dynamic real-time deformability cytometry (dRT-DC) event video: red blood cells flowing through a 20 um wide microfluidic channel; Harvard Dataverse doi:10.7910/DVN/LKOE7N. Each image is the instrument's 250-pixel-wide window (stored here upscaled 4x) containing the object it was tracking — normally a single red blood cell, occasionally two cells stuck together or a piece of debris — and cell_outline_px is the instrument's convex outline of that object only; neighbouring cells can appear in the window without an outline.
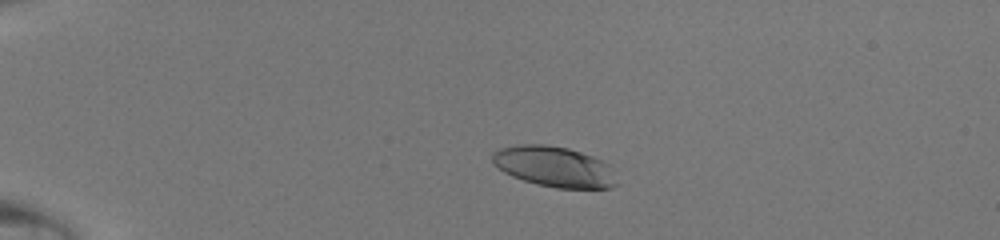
{"species": "human", "species_latin": "Homo sapiens", "temperature_condition": "room temperature", "stored_images_in_passage": 39, "camera_frame_rate_fps": 3000, "um_per_image_px": 0.085, "donor": {"sex": "male"}, "frame": {"image": 1, "passage_image": 3, "time_ms": 0.667, "image_size_px": [1000, 240], "cell_outline_px": [[616, 184], [612, 188], [556, 188], [536, 184], [512, 176], [504, 172], [492, 164], [492, 152], [500, 148], [520, 144], [544, 144], [568, 148], [604, 160], [608, 164]], "centroid_in_image_um": [47.06, 14.16], "position_along_channel_um": 37.9, "area_um2": 29.3}}
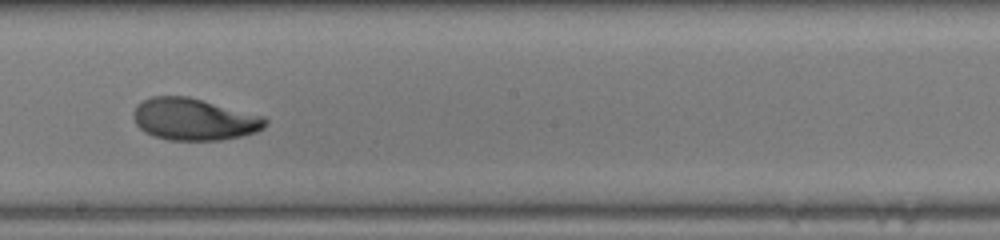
{"frame": {"image": 2, "passage_image": 21, "time_ms": 6.667, "image_size_px": [1000, 240], "cell_outline_px": [[268, 124], [264, 128], [256, 132], [240, 136], [220, 140], [168, 140], [152, 136], [144, 132], [136, 124], [132, 116], [132, 112], [136, 104], [152, 96], [188, 96], [264, 116], [268, 120]], "centroid_in_image_um": [16.47, 10.14], "position_along_channel_um": 231.7, "area_um2": 32.48}}
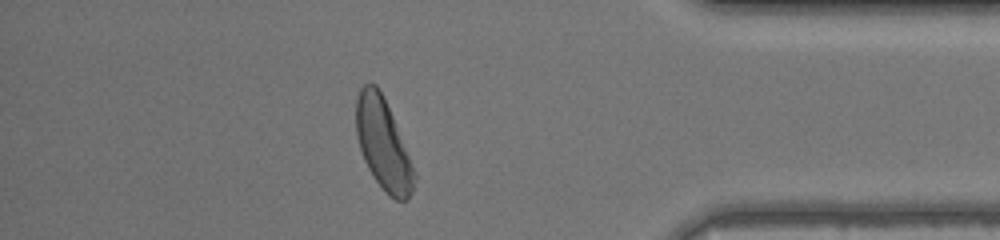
{"frame": {"image": 3, "passage_image": 34, "time_ms": 11.0, "image_size_px": [1000, 240], "cell_outline_px": [[416, 176], [412, 192], [408, 200], [396, 200], [388, 196], [384, 192], [372, 176], [364, 160], [356, 136], [356, 100], [360, 88], [364, 84], [376, 84], [384, 96], [416, 172]], "centroid_in_image_um": [32.57, 12.28], "position_along_channel_um": 402.6, "area_um2": 30.92}}